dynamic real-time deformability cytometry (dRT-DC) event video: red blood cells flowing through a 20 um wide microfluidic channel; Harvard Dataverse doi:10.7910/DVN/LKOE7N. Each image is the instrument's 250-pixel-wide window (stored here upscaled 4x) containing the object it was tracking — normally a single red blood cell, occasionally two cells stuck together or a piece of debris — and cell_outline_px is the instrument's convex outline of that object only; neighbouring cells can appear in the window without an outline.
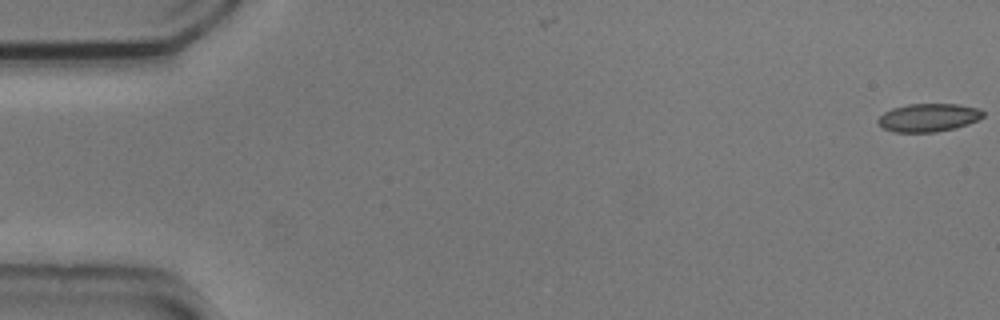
{"species": "common noctule bat (a hibernating species)", "species_latin": "Nyctalus noctula", "temperature_condition": "cold", "stored_images_in_passage": 5, "camera_frame_rate_fps": 3000, "um_per_image_px": 0.085, "animal": {"sex": "male", "body_mass_g": 20.5, "forearm_length_mm": 52.5}, "frame": {"image": 1, "passage_image": 1, "time_ms": 0.0, "image_size_px": [1000, 320], "cell_outline_px": [[984, 116], [968, 124], [956, 128], [936, 132], [892, 132], [884, 128], [876, 120], [884, 112], [892, 108], [908, 104], [956, 104], [980, 108], [984, 112]], "centroid_in_image_um": [78.92, 9.99], "position_along_channel_um": 6.1, "area_um2": 17.28}}
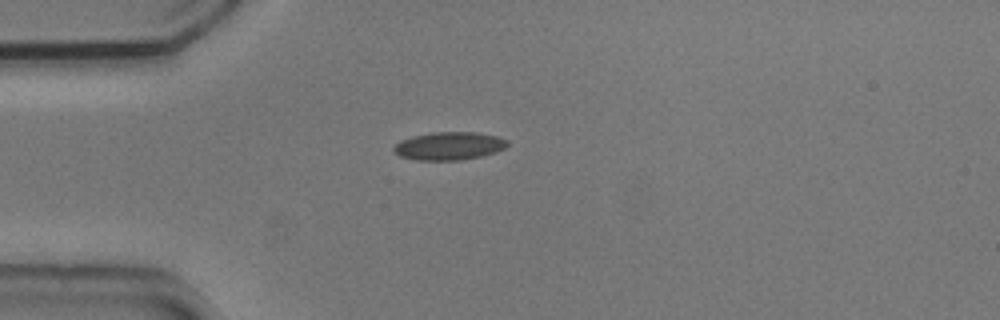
{"frame": {"image": 2, "passage_image": 5, "time_ms": 1.333, "image_size_px": [1000, 320], "cell_outline_px": [[508, 144], [504, 148], [496, 152], [480, 156], [460, 160], [416, 160], [400, 156], [392, 152], [392, 148], [400, 140], [412, 136], [432, 132], [476, 132], [496, 136], [508, 140]], "centroid_in_image_um": [38.14, 12.4], "position_along_channel_um": 46.9, "area_um2": 18.61}}